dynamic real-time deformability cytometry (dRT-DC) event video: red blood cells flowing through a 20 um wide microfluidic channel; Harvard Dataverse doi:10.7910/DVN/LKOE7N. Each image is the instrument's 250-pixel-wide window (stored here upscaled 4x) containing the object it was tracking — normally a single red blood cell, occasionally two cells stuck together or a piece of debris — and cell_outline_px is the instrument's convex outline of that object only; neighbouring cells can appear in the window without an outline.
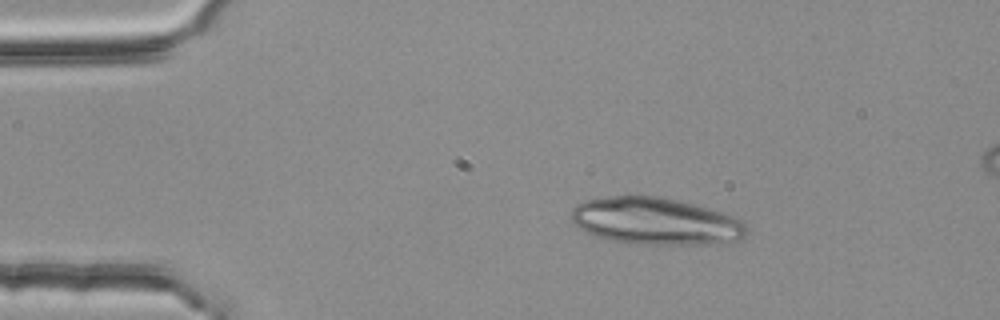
{"species": "common noctule bat (a hibernating species)", "species_latin": "Nyctalus noctula", "temperature_condition": "room temperature", "stored_images_in_passage": 3, "camera_frame_rate_fps": 3000, "um_per_image_px": 0.085, "animal": {"sex": "female", "body_mass_g": 25.1}, "frame": {"image": 1, "passage_image": 1, "time_ms": 0.0, "image_size_px": [1000, 320], "cell_outline_px": [[748, 232], [744, 240], [712, 244], [632, 244], [608, 240], [584, 232], [572, 220], [572, 208], [576, 204], [584, 200], [608, 196], [660, 196], [724, 212], [736, 216], [748, 228]], "centroid_in_image_um": [55.76, 18.81], "position_along_channel_um": 29.2, "area_um2": 48.55}}